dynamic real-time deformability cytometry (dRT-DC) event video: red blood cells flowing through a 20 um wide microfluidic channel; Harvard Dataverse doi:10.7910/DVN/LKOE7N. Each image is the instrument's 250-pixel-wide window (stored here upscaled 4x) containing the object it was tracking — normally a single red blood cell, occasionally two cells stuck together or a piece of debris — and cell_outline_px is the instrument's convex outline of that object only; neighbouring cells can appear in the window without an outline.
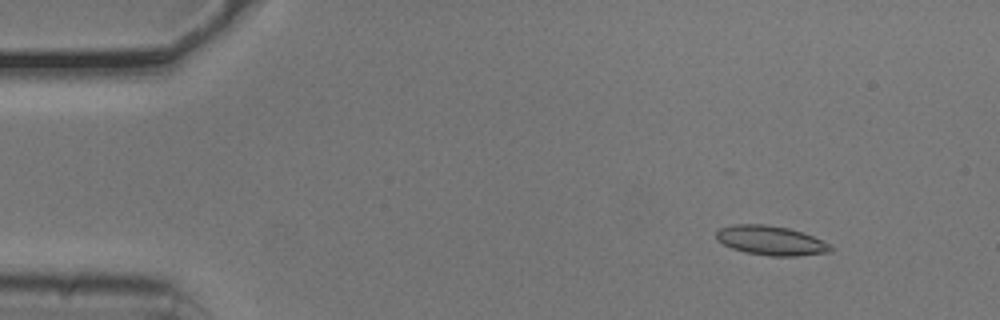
{"species": "common noctule bat (a hibernating species)", "species_latin": "Nyctalus noctula", "temperature_condition": "cold", "stored_images_in_passage": 52, "camera_frame_rate_fps": 3000, "um_per_image_px": 0.085, "animal": {"sex": "male", "body_mass_g": 20.5, "forearm_length_mm": 52.5}, "frame": {"image": 1, "passage_image": 5, "time_ms": 1.333, "image_size_px": [1000, 320], "cell_outline_px": [[832, 252], [796, 256], [772, 256], [744, 252], [732, 248], [716, 240], [716, 232], [720, 228], [732, 224], [764, 224], [788, 228], [812, 236], [832, 244]], "centroid_in_image_um": [65.52, 20.44], "position_along_channel_um": 19.5, "area_um2": 19.59}}
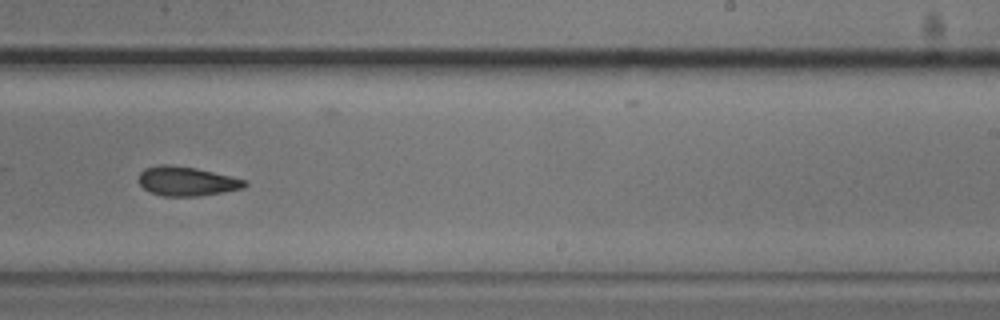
{"frame": {"image": 2, "passage_image": 32, "time_ms": 10.333, "image_size_px": [1000, 320], "cell_outline_px": [[248, 184], [244, 188], [224, 192], [196, 196], [164, 196], [152, 192], [144, 188], [140, 184], [140, 172], [144, 168], [160, 164], [168, 164], [196, 168], [248, 180]], "centroid_in_image_um": [15.91, 15.4], "position_along_channel_um": 273.1, "area_um2": 18.03}}
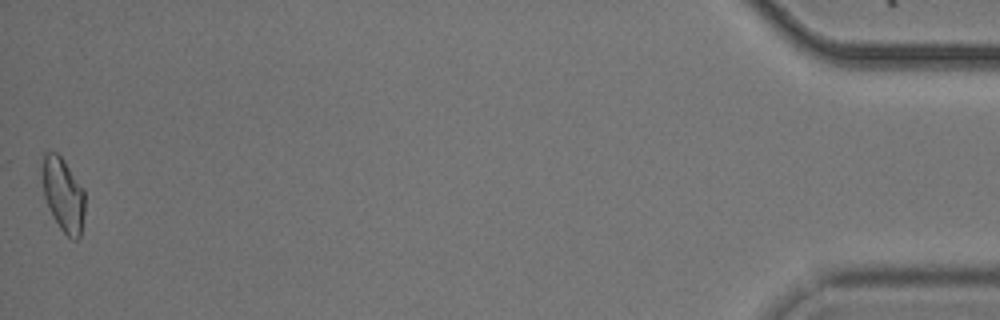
{"frame": {"image": 3, "passage_image": 52, "time_ms": 17.0, "image_size_px": [1000, 320], "cell_outline_px": [[84, 212], [80, 236], [76, 240], [72, 240], [60, 228], [52, 216], [44, 196], [44, 152], [56, 152], [64, 160], [84, 188]], "centroid_in_image_um": [5.41, 16.58], "position_along_channel_um": 429.8, "area_um2": 17.98}, "authors_computed_cell_mechanics": {"area_um2": 18.3226, "velocity_mm_per_s": 3.7843, "shape_relaxation_time_tau1_ms": null, "shape_relaxation_time_tau2_ms": 4.1475, "deformation_change_tau1": null, "deformation_change_tau2": 0.0976}}